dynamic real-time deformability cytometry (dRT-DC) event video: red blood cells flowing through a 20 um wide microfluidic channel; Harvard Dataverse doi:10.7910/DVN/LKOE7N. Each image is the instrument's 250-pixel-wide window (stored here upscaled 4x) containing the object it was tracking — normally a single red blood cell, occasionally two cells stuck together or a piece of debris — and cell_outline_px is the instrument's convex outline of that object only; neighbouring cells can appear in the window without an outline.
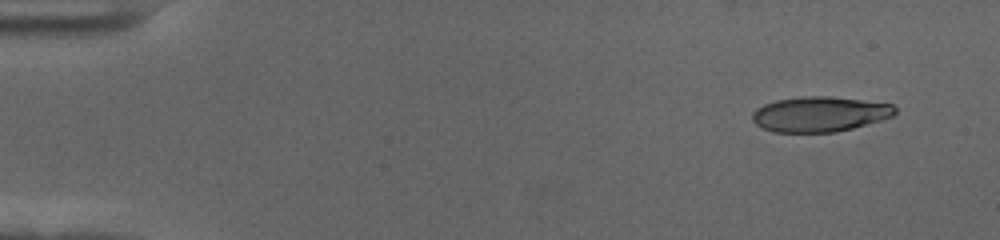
{"species": "human", "species_latin": "Homo sapiens", "temperature_condition": "cold", "stored_images_in_passage": 54, "camera_frame_rate_fps": 3000, "um_per_image_px": 0.085, "donor": {"sex": "female"}, "frame": {"image": 1, "passage_image": 1, "time_ms": 0.0, "image_size_px": [1000, 240], "cell_outline_px": [[896, 112], [892, 116], [880, 120], [852, 128], [836, 132], [772, 132], [756, 124], [752, 120], [752, 112], [756, 108], [764, 104], [776, 100], [800, 96], [828, 96], [892, 104], [896, 108]], "centroid_in_image_um": [69.64, 9.7], "position_along_channel_um": 15.4, "area_um2": 29.13}}
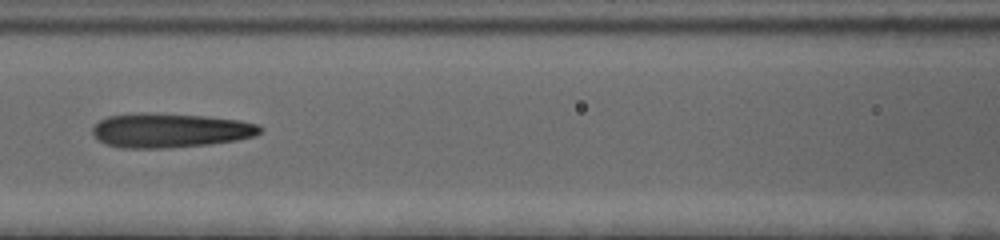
{"frame": {"image": 2, "passage_image": 23, "time_ms": 7.333, "image_size_px": [1000, 240], "cell_outline_px": [[264, 128], [260, 132], [252, 136], [236, 140], [208, 144], [160, 148], [124, 148], [104, 144], [92, 132], [92, 128], [100, 120], [108, 116], [140, 112], [204, 116], [240, 120], [256, 124]], "centroid_in_image_um": [14.43, 11.08], "position_along_channel_um": 152.2, "area_um2": 33.23}}
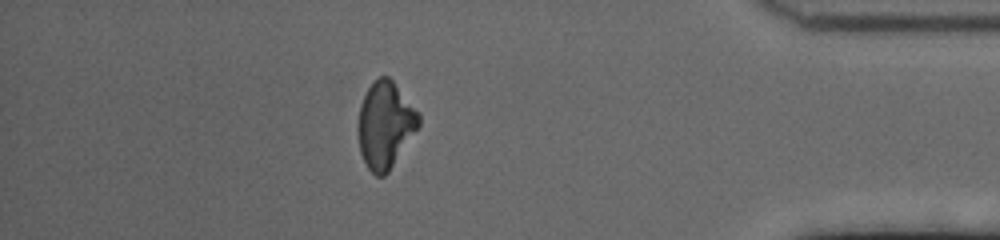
{"frame": {"image": 3, "passage_image": 47, "time_ms": 15.333, "image_size_px": [1000, 240], "cell_outline_px": [[420, 124], [388, 172], [384, 176], [376, 176], [368, 168], [360, 152], [356, 132], [356, 124], [360, 104], [368, 88], [380, 76], [388, 76], [392, 80], [420, 112]], "centroid_in_image_um": [32.72, 10.61], "position_along_channel_um": 402.5, "area_um2": 30.69}, "authors_computed_cell_mechanics": {"area_um2": 32.0501, "velocity_mm_per_s": 3.5677, "shape_relaxation_time_tau1_ms": 5.3382, "shape_relaxation_time_tau2_ms": 2.6969, "deformation_change_tau1": 0.2048, "deformation_change_tau2": 0.1471}}